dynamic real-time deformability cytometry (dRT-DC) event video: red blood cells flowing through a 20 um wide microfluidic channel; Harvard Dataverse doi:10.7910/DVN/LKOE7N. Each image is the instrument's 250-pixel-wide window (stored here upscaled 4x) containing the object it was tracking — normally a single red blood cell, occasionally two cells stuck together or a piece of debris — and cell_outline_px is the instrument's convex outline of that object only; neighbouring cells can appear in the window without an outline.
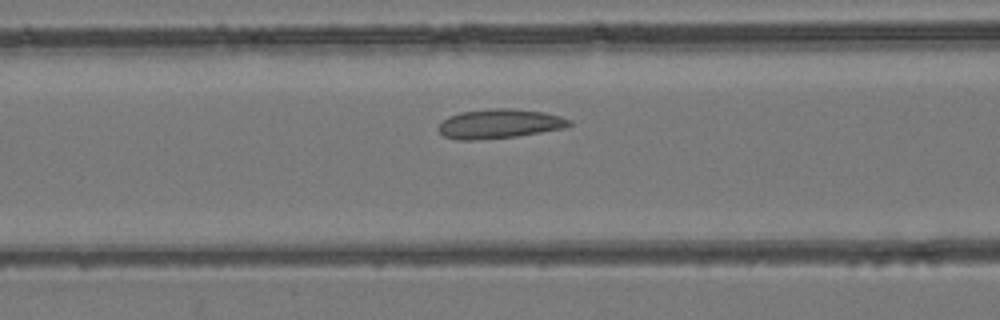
{"species": "common noctule bat (a hibernating species)", "species_latin": "Nyctalus noctula", "temperature_condition": "room temperature", "stored_images_in_passage": 49, "camera_frame_rate_fps": 3000, "um_per_image_px": 0.085, "animal": {"sex": "female", "body_mass_g": 24.6, "forearm_length_mm": 56.2}, "frame": {"image": 1, "passage_image": 20, "time_ms": 6.333, "image_size_px": [1000, 320], "cell_outline_px": [[572, 124], [564, 128], [516, 136], [476, 140], [456, 140], [444, 136], [436, 128], [448, 116], [460, 112], [492, 108], [512, 108], [544, 112], [560, 116], [572, 120]], "centroid_in_image_um": [42.44, 10.51], "position_along_channel_um": 124.2, "area_um2": 22.43}}
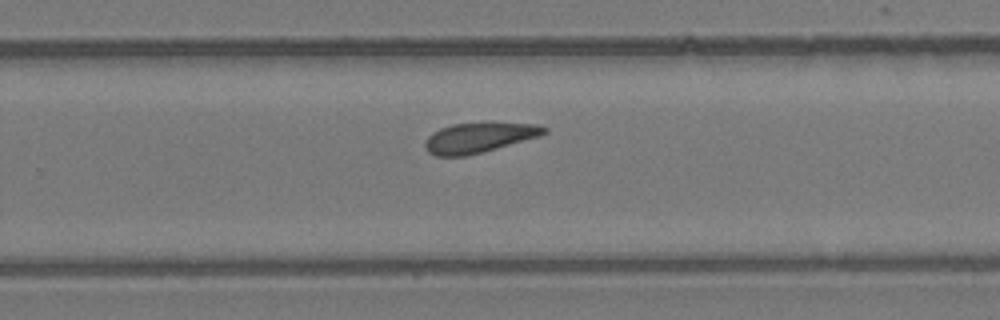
{"frame": {"image": 2, "passage_image": 32, "time_ms": 10.333, "image_size_px": [1000, 320], "cell_outline_px": [[548, 132], [540, 136], [496, 148], [464, 156], [436, 156], [428, 152], [424, 144], [428, 136], [432, 132], [440, 128], [452, 124], [484, 120], [488, 120], [536, 124], [548, 128]], "centroid_in_image_um": [40.74, 11.64], "position_along_channel_um": 289.1, "area_um2": 21.5}}
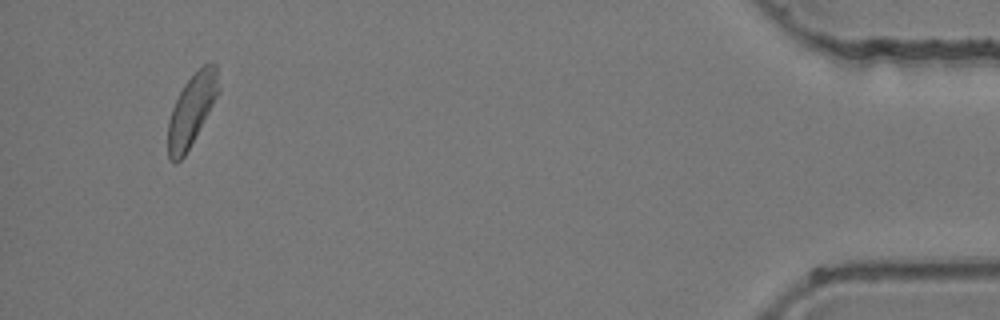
{"frame": {"image": 3, "passage_image": 47, "time_ms": 15.333, "image_size_px": [1000, 320], "cell_outline_px": [[220, 92], [184, 156], [176, 164], [168, 160], [168, 120], [172, 108], [184, 84], [204, 64], [212, 60], [216, 64], [220, 88]], "centroid_in_image_um": [16.3, 9.33], "position_along_channel_um": 418.9, "area_um2": 20.98}}